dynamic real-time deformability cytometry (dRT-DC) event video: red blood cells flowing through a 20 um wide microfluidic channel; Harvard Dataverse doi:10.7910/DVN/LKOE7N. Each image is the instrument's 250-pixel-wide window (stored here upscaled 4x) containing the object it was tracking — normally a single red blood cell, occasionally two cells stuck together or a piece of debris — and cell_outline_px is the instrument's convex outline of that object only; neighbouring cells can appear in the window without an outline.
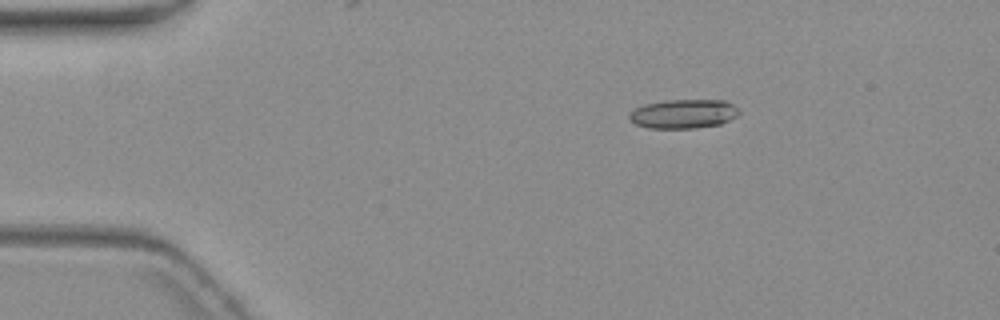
{"species": "common noctule bat (a hibernating species)", "species_latin": "Nyctalus noctula", "temperature_condition": "warm", "stored_images_in_passage": 3, "camera_frame_rate_fps": 3000, "um_per_image_px": 0.085, "animal": {"sex": "female", "body_mass_g": 19.3, "forearm_length_mm": 54.1}, "frame": {"image": 1, "passage_image": 1, "time_ms": 0.0, "image_size_px": [1000, 320], "cell_outline_px": [[740, 112], [736, 116], [720, 124], [696, 128], [648, 128], [636, 124], [628, 116], [636, 108], [644, 104], [664, 100], [724, 100], [740, 108]], "centroid_in_image_um": [58.12, 9.67], "position_along_channel_um": 26.9, "area_um2": 18.55}}